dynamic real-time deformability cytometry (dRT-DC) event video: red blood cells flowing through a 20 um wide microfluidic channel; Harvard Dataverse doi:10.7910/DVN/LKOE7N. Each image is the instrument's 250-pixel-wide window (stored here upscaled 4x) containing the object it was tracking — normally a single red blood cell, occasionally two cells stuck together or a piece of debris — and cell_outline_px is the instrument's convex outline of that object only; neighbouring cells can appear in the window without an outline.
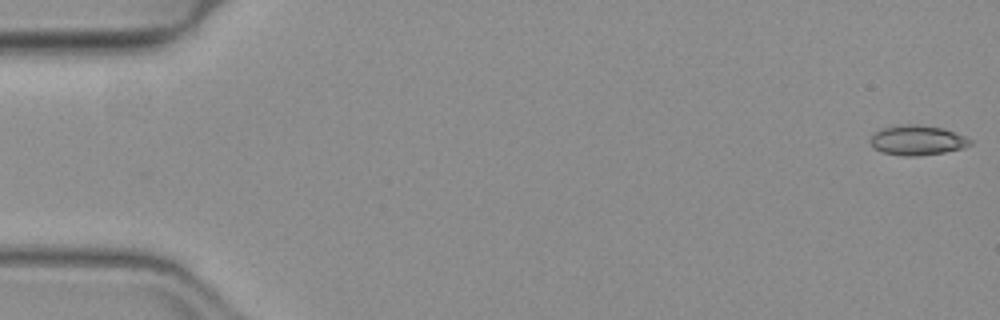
{"species": "common noctule bat (a hibernating species)", "species_latin": "Nyctalus noctula", "temperature_condition": "warm", "stored_images_in_passage": 7, "camera_frame_rate_fps": 3000, "um_per_image_px": 0.085, "animal": {"sex": "female", "body_mass_g": 19.3, "forearm_length_mm": 54.1}, "frame": {"image": 1, "passage_image": 1, "time_ms": 0.0, "image_size_px": [1000, 320], "cell_outline_px": [[972, 144], [964, 148], [944, 152], [916, 156], [904, 156], [884, 152], [872, 148], [872, 136], [880, 128], [908, 124], [920, 124], [940, 128], [964, 136], [972, 140]], "centroid_in_image_um": [77.98, 11.92], "position_along_channel_um": 7.0, "area_um2": 17.11}}